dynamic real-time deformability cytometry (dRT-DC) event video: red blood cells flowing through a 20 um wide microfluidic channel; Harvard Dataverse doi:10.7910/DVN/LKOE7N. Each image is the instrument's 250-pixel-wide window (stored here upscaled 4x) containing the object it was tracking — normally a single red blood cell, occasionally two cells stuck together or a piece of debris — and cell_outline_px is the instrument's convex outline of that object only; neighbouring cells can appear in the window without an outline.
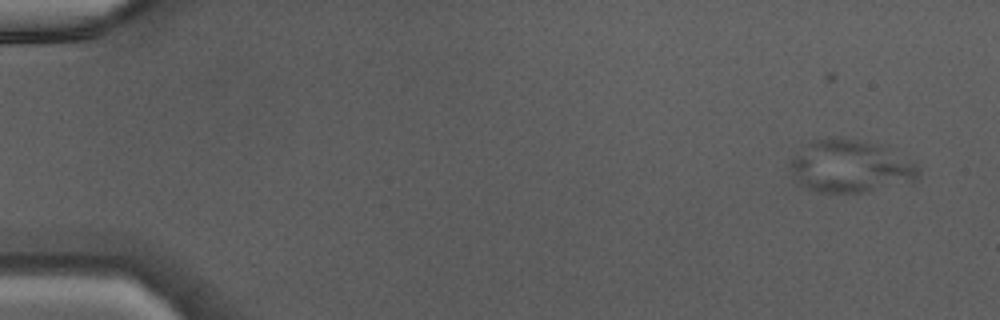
{"species": "Egyptian fruit bat (a non-hibernating species)", "species_latin": "Rousettus aegyptiacus", "temperature_condition": "warm", "stored_images_in_passage": 45, "camera_frame_rate_fps": 3000, "um_per_image_px": 0.085, "animal": {"sex": "male"}, "frame": {"image": 1, "passage_image": 2, "time_ms": 0.333, "image_size_px": [1000, 320], "cell_outline_px": [[920, 176], [916, 180], [868, 192], [816, 192], [800, 184], [788, 160], [808, 140], [836, 136], [880, 144], [916, 164], [920, 168]], "centroid_in_image_um": [72.26, 14.11], "position_along_channel_um": 12.7, "area_um2": 39.48}}
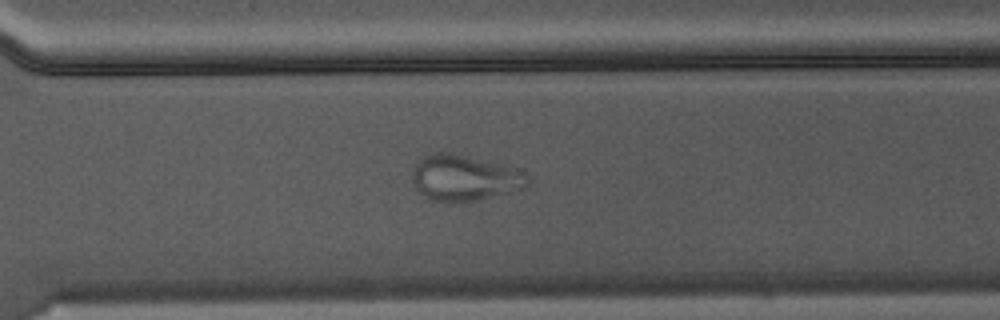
{"frame": {"image": 2, "passage_image": 33, "time_ms": 10.667, "image_size_px": [1000, 320], "cell_outline_px": [[532, 180], [528, 188], [480, 200], [452, 204], [428, 200], [416, 188], [412, 180], [412, 172], [416, 160], [424, 156], [436, 152], [452, 152], [504, 164], [528, 172]], "centroid_in_image_um": [39.54, 15.14], "position_along_channel_um": 331.1, "area_um2": 32.19}}
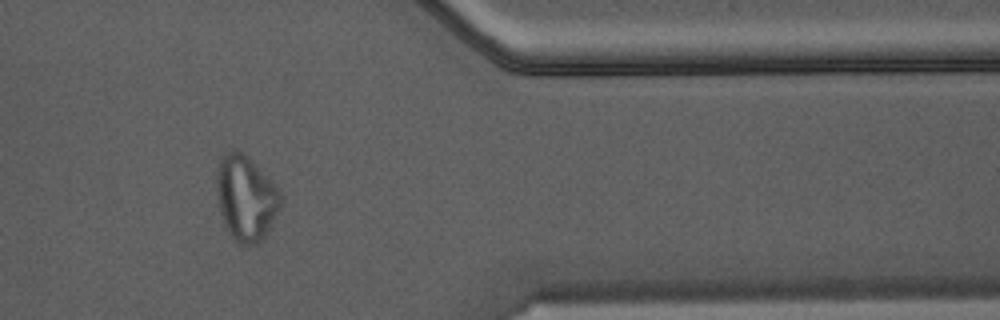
{"frame": {"image": 3, "passage_image": 38, "time_ms": 12.333, "image_size_px": [1000, 320], "cell_outline_px": [[284, 200], [264, 236], [256, 244], [240, 244], [232, 236], [224, 224], [220, 208], [216, 184], [216, 172], [220, 160], [232, 148], [236, 148], [244, 152], [256, 164], [284, 196]], "centroid_in_image_um": [20.91, 16.79], "position_along_channel_um": 390.5, "area_um2": 31.44}}